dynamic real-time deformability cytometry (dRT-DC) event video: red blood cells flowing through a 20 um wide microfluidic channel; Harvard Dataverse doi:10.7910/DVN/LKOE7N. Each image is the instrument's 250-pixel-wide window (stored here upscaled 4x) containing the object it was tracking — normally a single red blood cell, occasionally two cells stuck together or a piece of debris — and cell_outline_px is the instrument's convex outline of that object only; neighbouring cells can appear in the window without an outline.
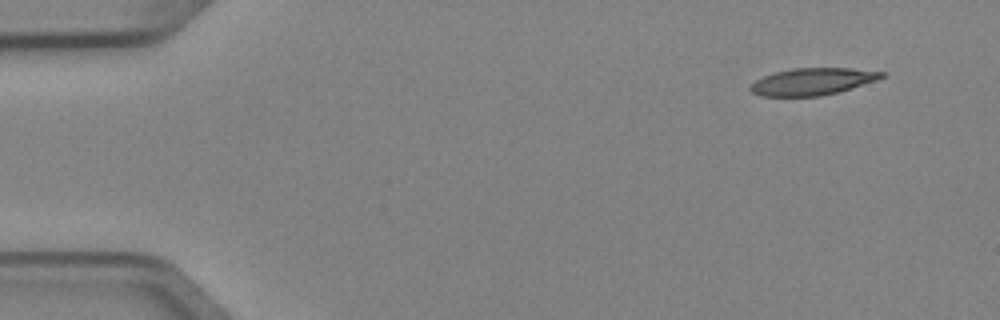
{"species": "Egyptian fruit bat (a non-hibernating species)", "species_latin": "Rousettus aegyptiacus", "temperature_condition": "cold", "stored_images_in_passage": 5, "segment_of_instrument_passage": [1, 2], "camera_frame_rate_fps": 3000, "um_per_image_px": 0.085, "animal": {"sex": "female"}, "frame": {"image": 1, "passage_image": 1, "time_ms": 0.0, "image_size_px": [1000, 320], "cell_outline_px": [[888, 76], [840, 92], [820, 96], [760, 96], [752, 92], [748, 88], [756, 80], [764, 76], [776, 72], [792, 68], [852, 68], [888, 72]], "centroid_in_image_um": [69.12, 6.93], "position_along_channel_um": 15.9, "area_um2": 20.81}}
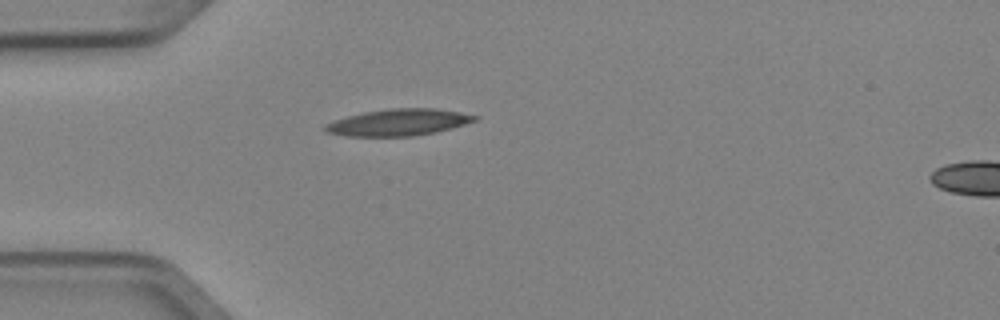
{"frame": {"image": 2, "passage_image": 4, "time_ms": 1.0, "image_size_px": [1000, 320], "cell_outline_px": [[480, 120], [452, 128], [436, 132], [412, 136], [344, 136], [328, 132], [324, 128], [324, 124], [332, 120], [364, 112], [388, 108], [436, 108], [460, 112], [480, 116]], "centroid_in_image_um": [33.91, 10.39], "position_along_channel_um": 51.1, "area_um2": 23.47}}